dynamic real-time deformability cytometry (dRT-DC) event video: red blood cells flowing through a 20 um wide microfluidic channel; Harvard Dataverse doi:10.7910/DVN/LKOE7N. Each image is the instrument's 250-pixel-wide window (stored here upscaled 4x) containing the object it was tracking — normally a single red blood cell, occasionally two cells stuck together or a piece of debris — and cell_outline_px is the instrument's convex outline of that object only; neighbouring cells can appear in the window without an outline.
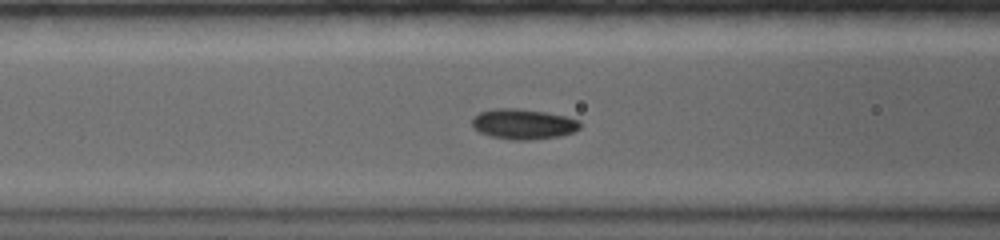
{"species": "common noctule bat (a hibernating species)", "species_latin": "Nyctalus noctula", "temperature_condition": "warm", "stored_images_in_passage": 8, "camera_frame_rate_fps": 5000, "um_per_image_px": 0.085, "animal": {"sex": "female", "body_mass_g": 19.0, "forearm_length_mm": 56.7}, "frame": {"image": 1, "passage_image": 6, "time_ms": 2.4, "image_size_px": [1000, 240], "cell_outline_px": [[580, 128], [576, 132], [560, 136], [524, 140], [512, 140], [492, 136], [480, 132], [472, 128], [472, 116], [480, 112], [492, 108], [516, 108], [544, 112], [564, 116], [580, 120]], "centroid_in_image_um": [44.46, 10.54], "position_along_channel_um": 122.1, "area_um2": 19.13}}